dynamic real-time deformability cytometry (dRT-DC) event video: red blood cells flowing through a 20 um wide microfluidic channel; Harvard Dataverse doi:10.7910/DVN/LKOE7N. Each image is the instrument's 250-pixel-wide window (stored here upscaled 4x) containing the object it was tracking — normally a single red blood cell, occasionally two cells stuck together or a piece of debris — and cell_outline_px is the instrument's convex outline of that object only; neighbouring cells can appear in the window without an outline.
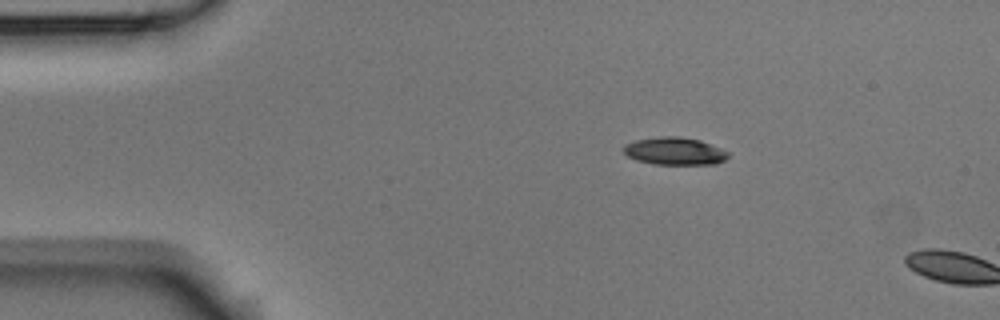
{"species": "Egyptian fruit bat (a non-hibernating species)", "species_latin": "Rousettus aegyptiacus", "temperature_condition": "room temperature", "stored_images_in_passage": 3, "camera_frame_rate_fps": 3000, "um_per_image_px": 0.085, "animal": {"sex": "male"}, "frame": {"image": 1, "passage_image": 1, "time_ms": 0.0, "image_size_px": [1000, 320], "cell_outline_px": [[728, 156], [724, 160], [716, 164], [656, 164], [636, 160], [628, 156], [620, 148], [624, 144], [636, 140], [660, 136], [680, 136], [700, 140], [720, 148], [728, 152]], "centroid_in_image_um": [57.31, 12.84], "position_along_channel_um": 27.7, "area_um2": 16.82}}